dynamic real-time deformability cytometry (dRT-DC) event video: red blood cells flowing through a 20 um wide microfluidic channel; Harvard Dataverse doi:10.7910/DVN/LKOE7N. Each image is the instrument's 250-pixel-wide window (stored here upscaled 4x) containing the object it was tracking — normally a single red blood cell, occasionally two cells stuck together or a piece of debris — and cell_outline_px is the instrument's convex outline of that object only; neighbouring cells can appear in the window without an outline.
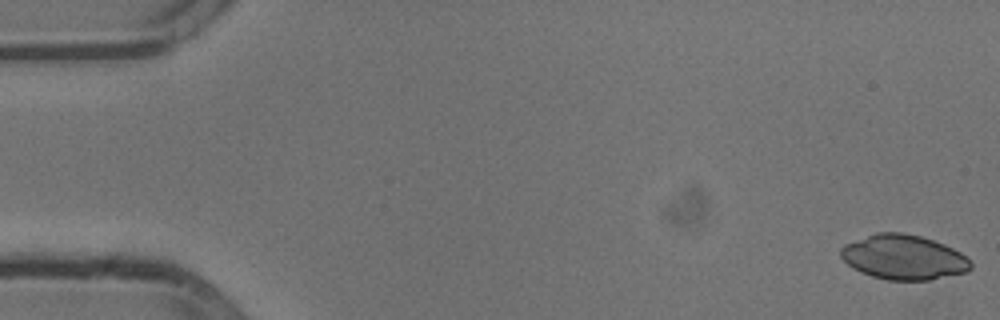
{"species": "common noctule bat (a hibernating species)", "species_latin": "Nyctalus noctula", "temperature_condition": "cold", "stored_images_in_passage": 54, "camera_frame_rate_fps": 3000, "um_per_image_px": 0.085, "animal": {"sex": "male", "body_mass_g": 13.3}, "frame": {"image": 1, "passage_image": 1, "time_ms": 0.0, "image_size_px": [1000, 320], "cell_outline_px": [[972, 268], [968, 272], [928, 280], [888, 280], [872, 276], [860, 272], [852, 268], [840, 256], [840, 248], [844, 244], [876, 232], [904, 232], [920, 236], [944, 244], [960, 252], [972, 264]], "centroid_in_image_um": [76.79, 21.86], "position_along_channel_um": 8.2, "area_um2": 33.93}}
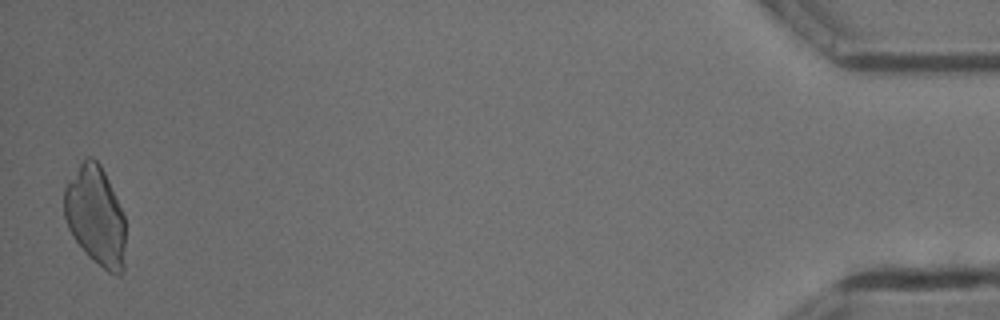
{"frame": {"image": 2, "passage_image": 53, "time_ms": 17.333, "image_size_px": [1000, 320], "cell_outline_px": [[124, 272], [120, 276], [116, 276], [108, 272], [88, 256], [72, 236], [68, 228], [64, 216], [64, 188], [80, 164], [88, 156], [92, 156], [100, 164], [108, 180], [124, 216]], "centroid_in_image_um": [8.12, 18.39], "position_along_channel_um": 427.1, "area_um2": 35.26}}